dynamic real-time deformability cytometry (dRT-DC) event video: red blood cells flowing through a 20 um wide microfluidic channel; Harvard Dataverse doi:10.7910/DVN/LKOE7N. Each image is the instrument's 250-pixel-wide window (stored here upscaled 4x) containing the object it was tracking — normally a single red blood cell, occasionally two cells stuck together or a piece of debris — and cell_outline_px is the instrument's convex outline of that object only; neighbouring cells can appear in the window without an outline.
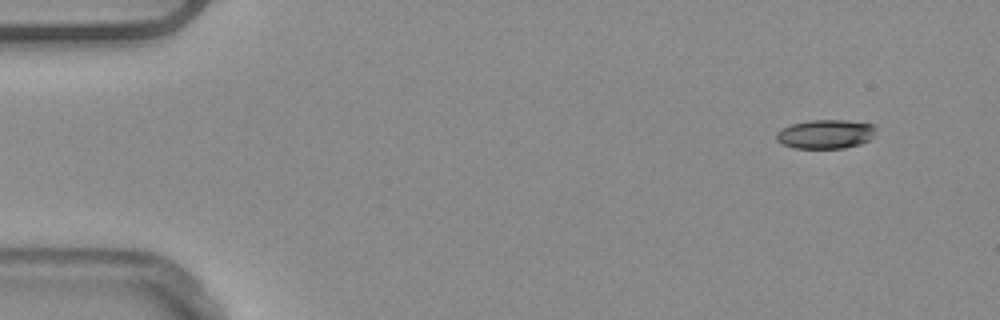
{"species": "common noctule bat (a hibernating species)", "species_latin": "Nyctalus noctula", "temperature_condition": "warm", "stored_images_in_passage": 49, "camera_frame_rate_fps": 3000, "um_per_image_px": 0.085, "animal": {"sex": "male", "body_mass_g": 20.4}, "frame": {"image": 1, "passage_image": 1, "time_ms": 0.0, "image_size_px": [1000, 320], "cell_outline_px": [[876, 132], [868, 140], [860, 144], [844, 148], [796, 148], [784, 144], [776, 140], [776, 132], [780, 128], [792, 124], [808, 120], [848, 120], [872, 124], [876, 128]], "centroid_in_image_um": [70.16, 11.39], "position_along_channel_um": 14.8, "area_um2": 16.88}}
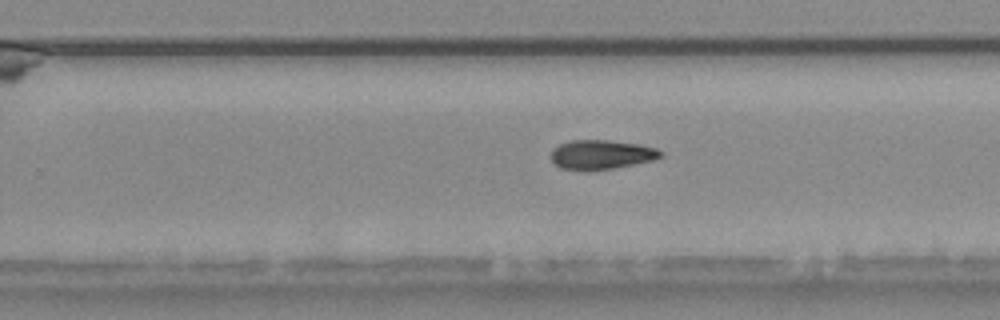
{"frame": {"image": 2, "passage_image": 30, "time_ms": 9.667, "image_size_px": [1000, 320], "cell_outline_px": [[664, 156], [656, 160], [612, 168], [560, 168], [548, 156], [552, 148], [560, 144], [572, 140], [608, 140], [636, 144], [656, 148], [664, 152]], "centroid_in_image_um": [51.14, 13.11], "position_along_channel_um": 278.7, "area_um2": 18.38}}
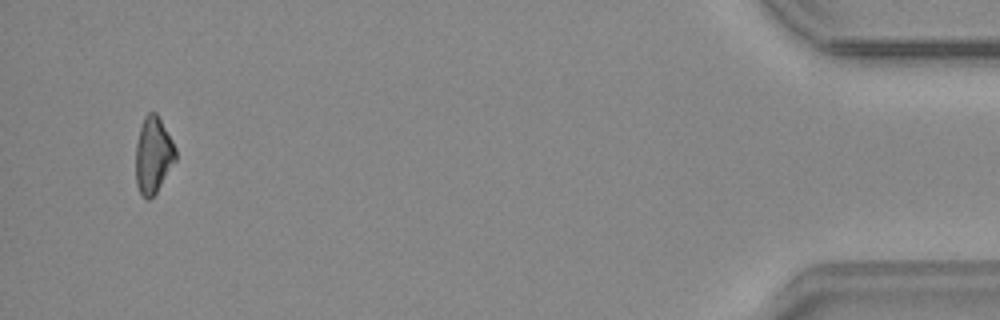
{"frame": {"image": 3, "passage_image": 47, "time_ms": 15.333, "image_size_px": [1000, 320], "cell_outline_px": [[176, 160], [156, 192], [148, 200], [140, 192], [136, 184], [136, 144], [140, 128], [144, 116], [148, 112], [156, 112], [172, 140], [176, 148]], "centroid_in_image_um": [13.02, 13.16], "position_along_channel_um": 422.2, "area_um2": 17.57}, "authors_computed_cell_mechanics": {"area_um2": 18.496, "velocity_mm_per_s": 3.9124, "shape_relaxation_time_tau1_ms": 5.3169, "shape_relaxation_time_tau2_ms": null, "deformation_change_tau1": 0.1321, "deformation_change_tau2": null}}